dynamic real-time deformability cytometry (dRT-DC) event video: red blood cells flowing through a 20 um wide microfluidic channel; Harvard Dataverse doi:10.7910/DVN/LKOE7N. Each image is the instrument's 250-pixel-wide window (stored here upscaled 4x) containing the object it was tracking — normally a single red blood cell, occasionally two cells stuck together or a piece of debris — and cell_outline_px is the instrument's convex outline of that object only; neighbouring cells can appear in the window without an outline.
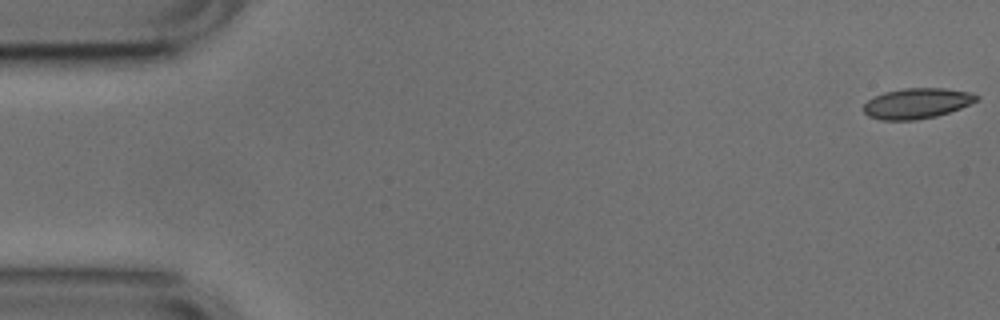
{"species": "common noctule bat (a hibernating species)", "species_latin": "Nyctalus noctula", "temperature_condition": "cold", "stored_images_in_passage": 14, "camera_frame_rate_fps": 3000, "um_per_image_px": 0.085, "animal": {"sex": "male", "body_mass_g": 17.9, "forearm_length_mm": 54.2}, "frame": {"image": 1, "passage_image": 1, "time_ms": 0.0, "image_size_px": [1000, 320], "cell_outline_px": [[980, 100], [960, 108], [936, 116], [916, 120], [880, 120], [868, 116], [864, 112], [864, 104], [868, 100], [884, 92], [904, 88], [944, 88], [972, 92], [980, 96]], "centroid_in_image_um": [77.97, 8.78], "position_along_channel_um": 7.0, "area_um2": 20.11}}
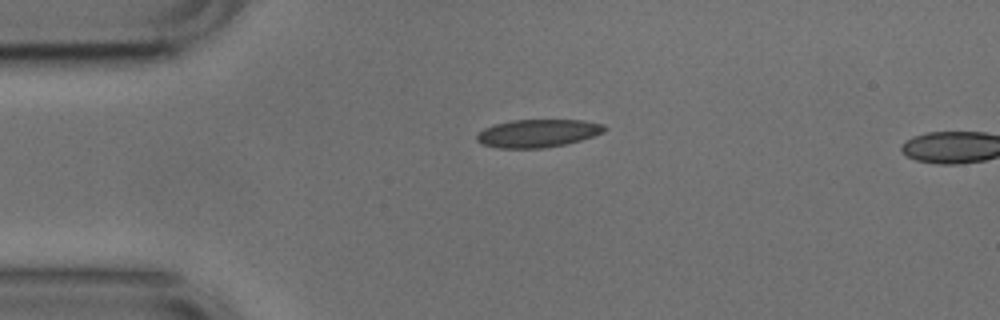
{"frame": {"image": 2, "passage_image": 12, "time_ms": 3.667, "image_size_px": [1000, 320], "cell_outline_px": [[608, 128], [604, 132], [580, 140], [564, 144], [544, 148], [500, 148], [484, 144], [476, 140], [476, 136], [484, 128], [496, 124], [512, 120], [580, 120], [604, 124]], "centroid_in_image_um": [45.73, 11.32], "position_along_channel_um": 39.3, "area_um2": 20.58}}